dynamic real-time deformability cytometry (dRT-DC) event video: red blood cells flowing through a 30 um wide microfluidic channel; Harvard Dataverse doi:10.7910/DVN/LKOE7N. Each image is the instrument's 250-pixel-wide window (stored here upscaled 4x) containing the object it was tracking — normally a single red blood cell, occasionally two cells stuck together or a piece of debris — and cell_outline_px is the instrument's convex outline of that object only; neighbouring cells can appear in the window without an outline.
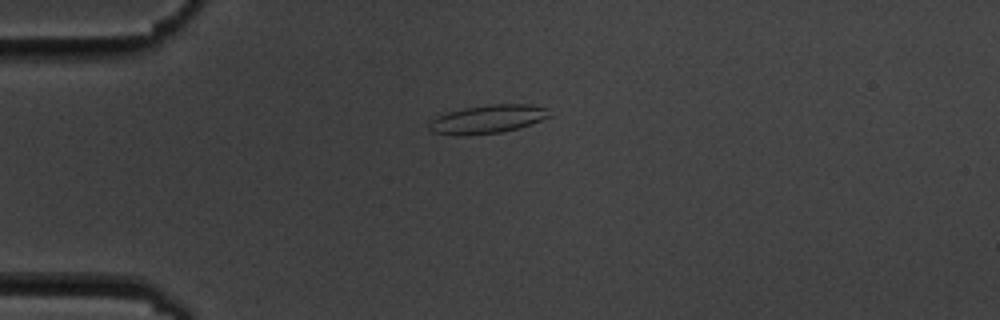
{"species": "common noctule bat (a hibernating species)", "species_latin": "Nyctalus noctula", "temperature_condition": "cold", "stored_images_in_passage": 8, "camera_frame_rate_fps": 3000, "um_per_image_px": 0.085, "animal": {"sex": "male", "body_mass_g": 19.5, "forearm_length_mm": 54.6}, "frame": {"image": 1, "passage_image": 5, "time_ms": 4.333, "image_size_px": [1000, 320], "cell_outline_px": [[552, 116], [532, 124], [520, 128], [500, 132], [464, 136], [456, 136], [432, 132], [428, 128], [428, 124], [436, 116], [448, 112], [464, 108], [488, 104], [528, 104], [544, 108]], "centroid_in_image_um": [41.42, 10.14], "position_along_channel_um": 43.6, "area_um2": 20.06}}
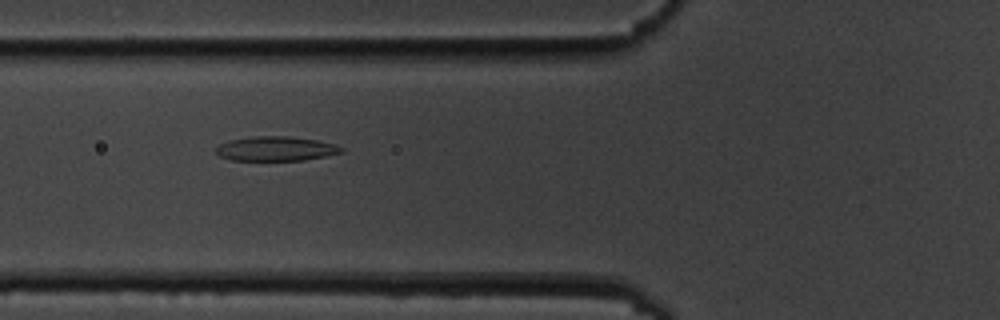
{"frame": {"image": 2, "passage_image": 7, "time_ms": 6.667, "image_size_px": [1000, 320], "cell_outline_px": [[344, 152], [304, 160], [232, 160], [220, 156], [216, 152], [216, 148], [220, 144], [228, 140], [256, 136], [288, 136], [316, 140], [336, 144], [344, 148]], "centroid_in_image_um": [23.47, 12.63], "position_along_channel_um": 102.3, "area_um2": 17.8}}
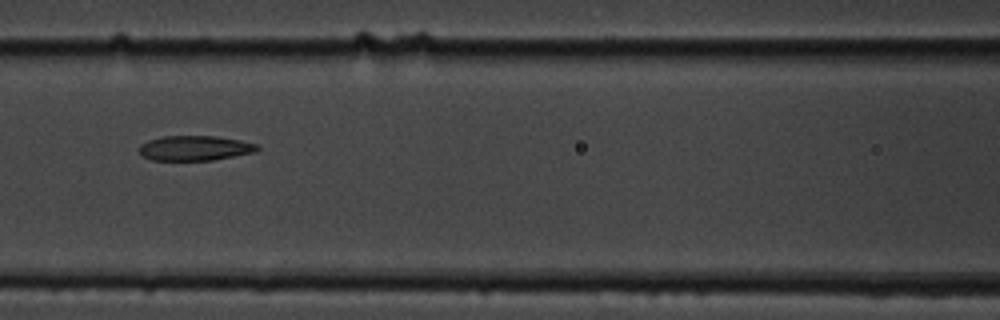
{"frame": {"image": 3, "passage_image": 8, "time_ms": 8.0, "image_size_px": [1000, 320], "cell_outline_px": [[260, 148], [256, 152], [212, 160], [152, 160], [140, 156], [140, 144], [148, 140], [164, 136], [216, 136], [240, 140], [256, 144]], "centroid_in_image_um": [16.55, 12.59], "position_along_channel_um": 150.1, "area_um2": 17.17}}